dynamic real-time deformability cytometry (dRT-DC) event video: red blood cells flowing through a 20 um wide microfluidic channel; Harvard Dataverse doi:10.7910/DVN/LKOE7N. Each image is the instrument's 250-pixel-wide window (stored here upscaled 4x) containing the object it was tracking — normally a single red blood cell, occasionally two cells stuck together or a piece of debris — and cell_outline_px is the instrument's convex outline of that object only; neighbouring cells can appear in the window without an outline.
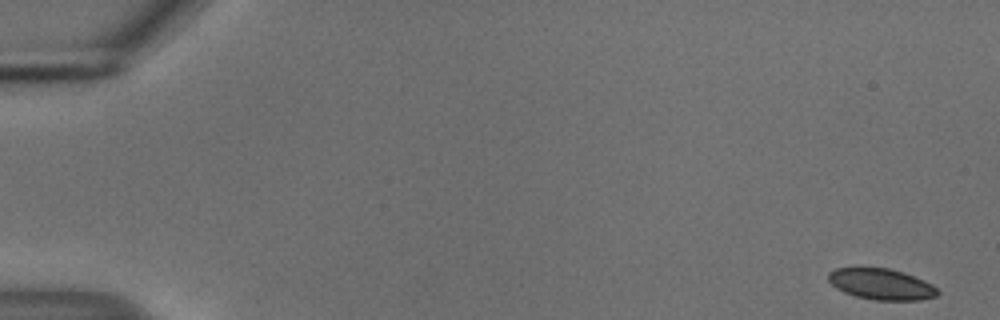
{"species": "common noctule bat (a hibernating species)", "species_latin": "Nyctalus noctula", "temperature_condition": "cold", "stored_images_in_passage": 54, "camera_frame_rate_fps": 3000, "um_per_image_px": 0.085, "animal": {"sex": "male", "body_mass_g": 18.8}, "frame": {"image": 1, "passage_image": 1, "time_ms": 0.0, "image_size_px": [1000, 320], "cell_outline_px": [[940, 292], [936, 296], [920, 300], [872, 300], [856, 296], [844, 292], [836, 288], [828, 280], [828, 272], [836, 268], [888, 268], [904, 272], [924, 280], [932, 284]], "centroid_in_image_um": [74.91, 24.15], "position_along_channel_um": 10.1, "area_um2": 19.77}}
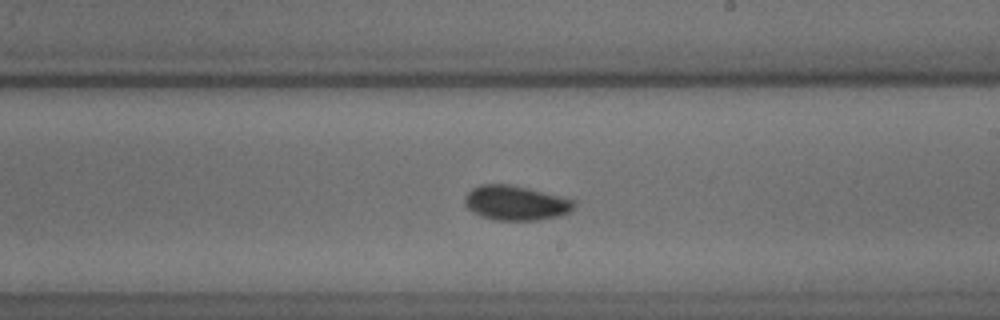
{"frame": {"image": 2, "passage_image": 32, "time_ms": 10.333, "image_size_px": [1000, 320], "cell_outline_px": [[576, 204], [568, 212], [560, 216], [536, 220], [492, 220], [480, 216], [472, 212], [464, 204], [464, 196], [472, 188], [480, 184], [512, 184], [576, 200]], "centroid_in_image_um": [43.8, 17.25], "position_along_channel_um": 245.2, "area_um2": 22.25}}
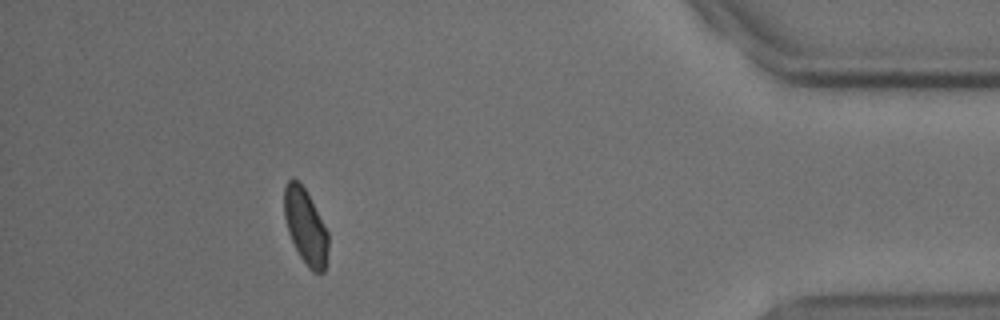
{"frame": {"image": 3, "passage_image": 49, "time_ms": 16.0, "image_size_px": [1000, 320], "cell_outline_px": [[328, 248], [324, 272], [312, 272], [308, 268], [300, 256], [288, 232], [284, 216], [284, 188], [288, 180], [296, 180], [304, 188], [328, 232]], "centroid_in_image_um": [25.96, 19.29], "position_along_channel_um": 409.2, "area_um2": 18.9}, "authors_computed_cell_mechanics": {"area_um2": 20.6924, "velocity_mm_per_s": 3.7142, "shape_relaxation_time_tau1_ms": null, "shape_relaxation_time_tau2_ms": 1.5254, "deformation_change_tau1": null, "deformation_change_tau2": 0.0409}}